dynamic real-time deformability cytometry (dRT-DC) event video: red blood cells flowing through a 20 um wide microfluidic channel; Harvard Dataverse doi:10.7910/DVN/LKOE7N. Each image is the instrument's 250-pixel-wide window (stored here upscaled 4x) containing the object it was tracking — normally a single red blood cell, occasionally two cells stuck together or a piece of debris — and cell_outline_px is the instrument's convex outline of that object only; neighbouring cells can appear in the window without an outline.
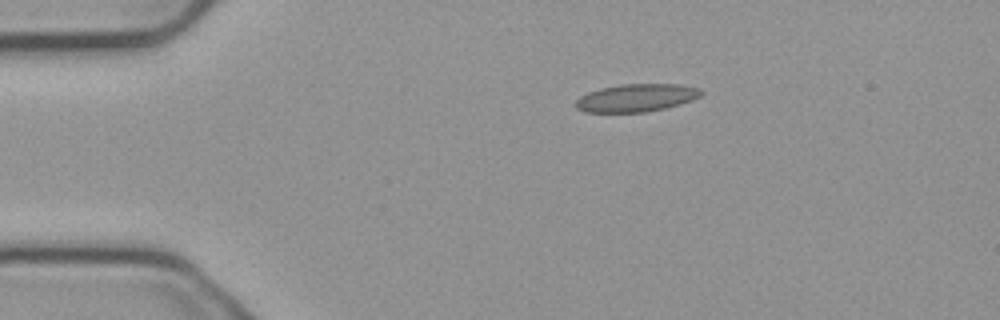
{"species": "common noctule bat (a hibernating species)", "species_latin": "Nyctalus noctula", "temperature_condition": "cold", "stored_images_in_passage": 2, "camera_frame_rate_fps": 3000, "um_per_image_px": 0.085, "animal": {"sex": "male", "body_mass_g": 23.1, "forearm_length_mm": 52.7}, "frame": {"image": 1, "passage_image": 1, "time_ms": 0.0, "image_size_px": [1000, 320], "cell_outline_px": [[704, 92], [700, 96], [692, 100], [680, 104], [664, 108], [644, 112], [584, 112], [576, 108], [576, 100], [580, 96], [588, 92], [600, 88], [620, 84], [680, 84], [700, 88]], "centroid_in_image_um": [54.09, 8.31], "position_along_channel_um": 30.9, "area_um2": 20.35}}